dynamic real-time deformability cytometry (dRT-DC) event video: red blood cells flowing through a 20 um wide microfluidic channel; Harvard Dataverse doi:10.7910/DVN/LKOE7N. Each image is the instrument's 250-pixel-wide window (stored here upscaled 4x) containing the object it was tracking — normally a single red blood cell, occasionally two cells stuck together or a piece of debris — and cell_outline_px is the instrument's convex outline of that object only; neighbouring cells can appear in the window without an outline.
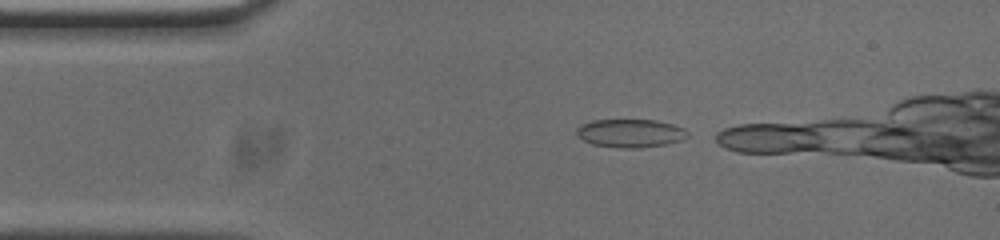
{"species": "common noctule bat (a hibernating species)", "species_latin": "Nyctalus noctula", "temperature_condition": "cold", "stored_images_in_passage": 9, "camera_frame_rate_fps": 3000, "um_per_image_px": 0.085, "animal": {"sex": "male", "body_mass_g": 20.0, "forearm_length_mm": 53.3}, "frame": {"image": 1, "passage_image": 2, "time_ms": 0.333, "image_size_px": [1000, 240], "cell_outline_px": [[688, 136], [684, 140], [664, 144], [640, 148], [620, 148], [592, 144], [576, 136], [576, 128], [580, 124], [592, 120], [656, 120], [672, 124], [684, 128], [688, 132]], "centroid_in_image_um": [53.57, 11.32], "position_along_channel_um": 31.4, "area_um2": 18.44}}
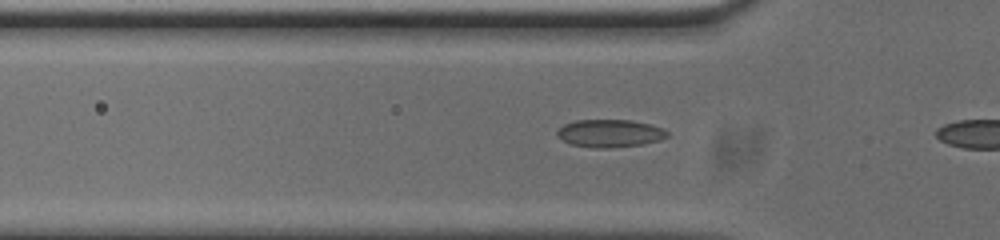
{"frame": {"image": 2, "passage_image": 8, "time_ms": 2.333, "image_size_px": [1000, 240], "cell_outline_px": [[668, 136], [660, 140], [640, 144], [608, 148], [596, 148], [572, 144], [556, 136], [556, 132], [564, 124], [576, 120], [628, 120], [652, 124], [664, 128], [668, 132]], "centroid_in_image_um": [51.85, 11.32], "position_along_channel_um": 73.9, "area_um2": 17.69}}